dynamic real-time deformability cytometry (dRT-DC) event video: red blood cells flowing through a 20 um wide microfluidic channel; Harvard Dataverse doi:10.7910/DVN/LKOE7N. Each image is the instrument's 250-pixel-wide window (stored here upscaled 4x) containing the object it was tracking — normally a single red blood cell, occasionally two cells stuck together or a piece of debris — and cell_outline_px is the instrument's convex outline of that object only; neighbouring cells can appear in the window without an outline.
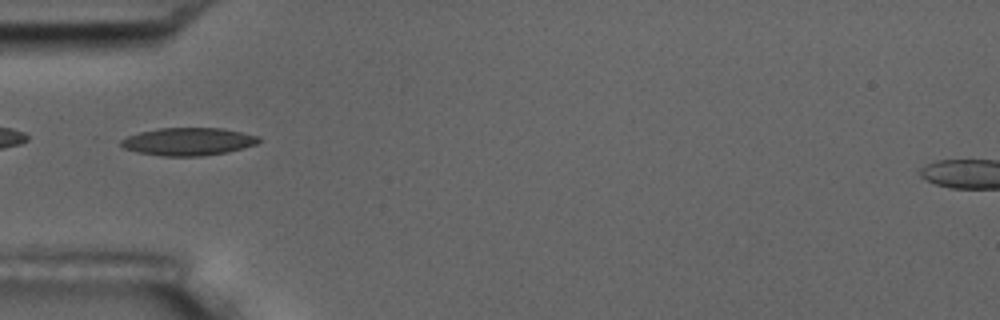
{"species": "common noctule bat (a hibernating species)", "species_latin": "Nyctalus noctula", "temperature_condition": "room temperature", "stored_images_in_passage": 17, "camera_frame_rate_fps": 3000, "um_per_image_px": 0.085, "animal": {"sex": "male", "body_mass_g": 17.5, "forearm_length_mm": 52.3}, "frame": {"image": 1, "passage_image": 6, "time_ms": 5.667, "image_size_px": [1000, 320], "cell_outline_px": [[260, 140], [256, 144], [224, 152], [200, 156], [164, 156], [136, 152], [124, 148], [120, 144], [120, 140], [128, 136], [140, 132], [156, 128], [224, 128], [260, 136]], "centroid_in_image_um": [15.97, 12.02], "position_along_channel_um": 69.0, "area_um2": 22.14}}
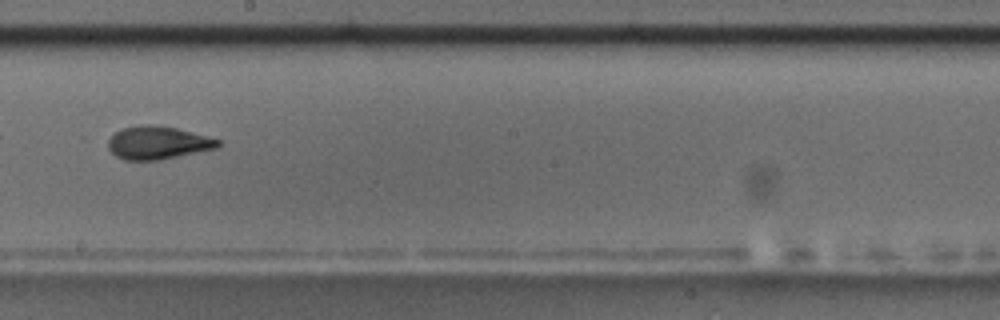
{"frame": {"image": 2, "passage_image": 10, "time_ms": 10.333, "image_size_px": [1000, 320], "cell_outline_px": [[220, 144], [216, 148], [160, 160], [124, 160], [116, 156], [108, 148], [108, 140], [120, 128], [140, 124], [148, 124], [176, 128], [220, 140]], "centroid_in_image_um": [13.37, 12.13], "position_along_channel_um": 234.8, "area_um2": 20.98}, "authors_computed_cell_mechanics": {"area_um2": 21.386, "velocity_mm_per_s": 3.553, "shape_relaxation_time_tau1_ms": 4.3587, "shape_relaxation_time_tau2_ms": null, "deformation_change_tau1": 0.1291, "deformation_change_tau2": null}}